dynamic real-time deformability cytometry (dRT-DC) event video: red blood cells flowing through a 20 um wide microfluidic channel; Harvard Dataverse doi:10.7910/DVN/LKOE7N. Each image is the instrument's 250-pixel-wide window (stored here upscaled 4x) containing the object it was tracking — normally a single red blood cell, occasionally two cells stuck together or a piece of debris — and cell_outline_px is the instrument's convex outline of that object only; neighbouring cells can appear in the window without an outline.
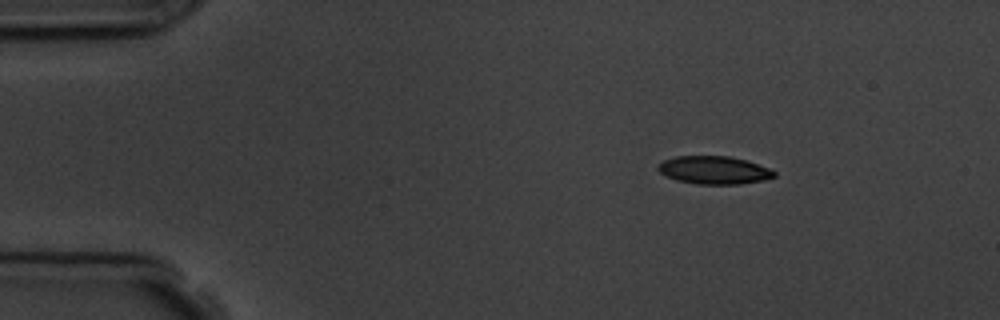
{"species": "common noctule bat (a hibernating species)", "species_latin": "Nyctalus noctula", "temperature_condition": "room temperature", "stored_images_in_passage": 9, "camera_frame_rate_fps": 3000, "um_per_image_px": 0.085, "animal": {"sex": "male", "body_mass_g": 19.5, "forearm_length_mm": 54.6}, "frame": {"image": 1, "passage_image": 2, "time_ms": 1.333, "image_size_px": [1000, 320], "cell_outline_px": [[776, 176], [764, 180], [740, 184], [696, 184], [676, 180], [660, 172], [656, 168], [656, 164], [664, 160], [676, 156], [728, 156], [744, 160], [768, 168], [776, 172]], "centroid_in_image_um": [60.66, 14.46], "position_along_channel_um": 24.3, "area_um2": 18.84}}
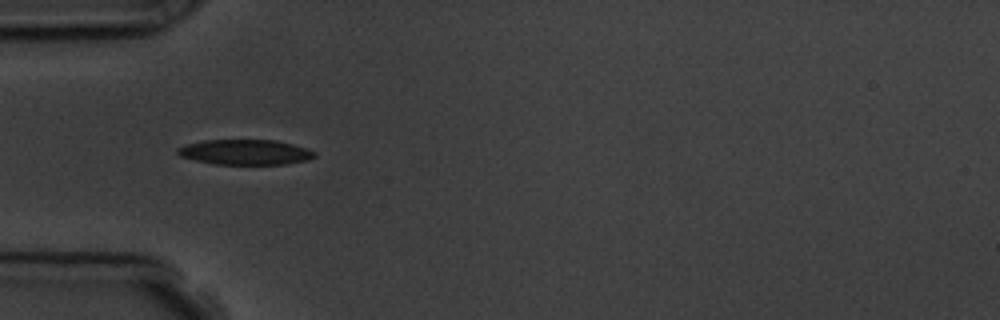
{"frame": {"image": 2, "passage_image": 4, "time_ms": 4.333, "image_size_px": [1000, 320], "cell_outline_px": [[316, 156], [308, 160], [288, 164], [212, 164], [180, 156], [176, 152], [176, 148], [188, 144], [204, 140], [276, 140], [292, 144], [316, 152]], "centroid_in_image_um": [20.85, 12.93], "position_along_channel_um": 64.2, "area_um2": 20.06}}
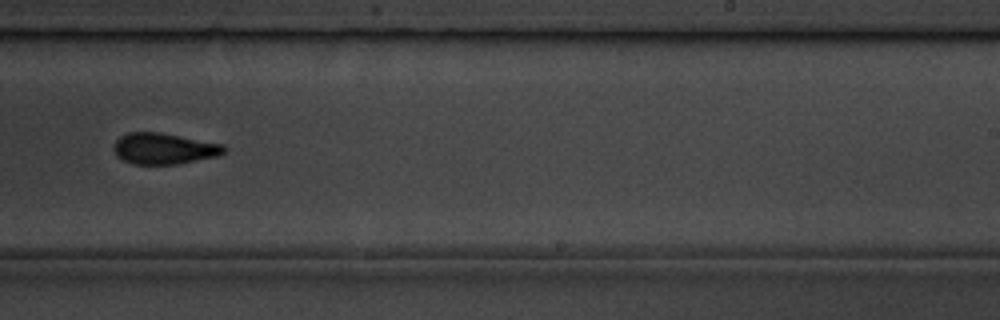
{"frame": {"image": 3, "passage_image": 9, "time_ms": 10.0, "image_size_px": [1000, 320], "cell_outline_px": [[228, 148], [224, 152], [216, 156], [180, 164], [132, 164], [116, 156], [116, 140], [120, 136], [128, 132], [160, 132], [224, 144]], "centroid_in_image_um": [13.97, 12.63], "position_along_channel_um": 275.0, "area_um2": 19.94}}